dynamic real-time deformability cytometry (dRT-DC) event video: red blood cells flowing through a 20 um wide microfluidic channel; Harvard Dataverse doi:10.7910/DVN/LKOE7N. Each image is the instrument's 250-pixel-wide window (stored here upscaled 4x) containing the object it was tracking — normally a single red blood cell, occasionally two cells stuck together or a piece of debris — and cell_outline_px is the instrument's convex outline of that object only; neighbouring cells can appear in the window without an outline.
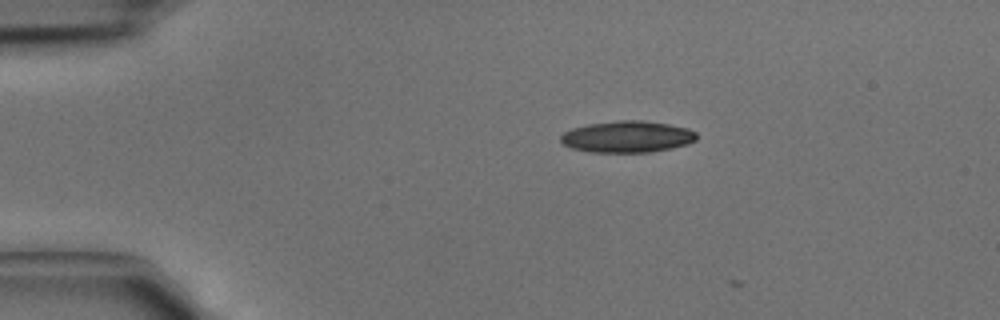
{"species": "common noctule bat (a hibernating species)", "species_latin": "Nyctalus noctula", "temperature_condition": "cold", "stored_images_in_passage": 2, "camera_frame_rate_fps": 3000, "um_per_image_px": 0.085, "animal": {"sex": "male", "body_mass_g": 15.6}, "frame": {"image": 1, "passage_image": 1, "time_ms": 0.0, "image_size_px": [1000, 320], "cell_outline_px": [[696, 140], [688, 144], [672, 148], [648, 152], [588, 152], [572, 148], [564, 144], [560, 140], [560, 136], [564, 132], [572, 128], [588, 124], [616, 120], [640, 120], [668, 124], [688, 128], [696, 132]], "centroid_in_image_um": [53.31, 11.62], "position_along_channel_um": 31.7, "area_um2": 25.03}}